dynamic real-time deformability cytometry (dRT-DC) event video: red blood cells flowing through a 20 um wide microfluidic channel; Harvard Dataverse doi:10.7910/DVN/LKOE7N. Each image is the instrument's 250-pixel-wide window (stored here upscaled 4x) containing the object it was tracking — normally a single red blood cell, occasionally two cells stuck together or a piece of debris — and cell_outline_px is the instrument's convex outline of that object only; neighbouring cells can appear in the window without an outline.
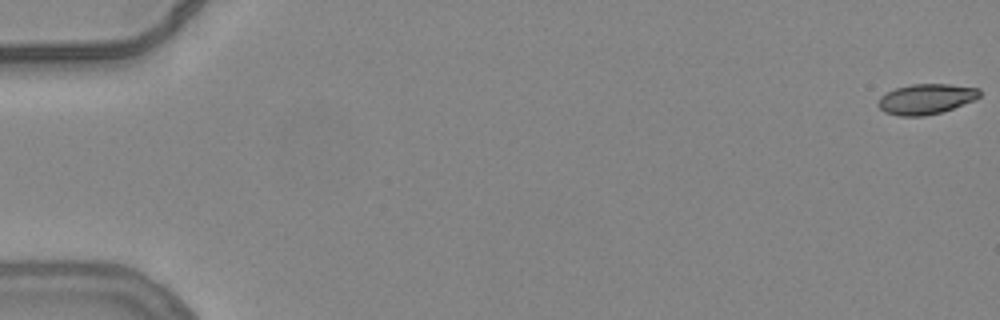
{"species": "common noctule bat (a hibernating species)", "species_latin": "Nyctalus noctula", "temperature_condition": "warm", "stored_images_in_passage": 55, "camera_frame_rate_fps": 3000, "um_per_image_px": 0.085, "animal": {"sex": "female", "body_mass_g": 24.6, "forearm_length_mm": 56.2}, "frame": {"image": 1, "passage_image": 1, "time_ms": 0.0, "image_size_px": [1000, 320], "cell_outline_px": [[980, 96], [976, 100], [940, 112], [924, 116], [900, 116], [884, 112], [876, 104], [880, 96], [884, 92], [896, 88], [912, 84], [948, 84], [980, 88]], "centroid_in_image_um": [78.69, 8.41], "position_along_channel_um": 6.3, "area_um2": 18.03}}
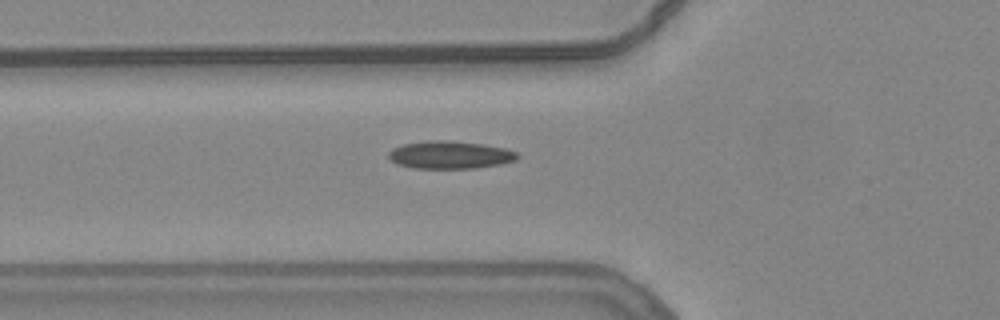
{"frame": {"image": 2, "passage_image": 21, "time_ms": 6.667, "image_size_px": [1000, 320], "cell_outline_px": [[520, 156], [516, 160], [500, 164], [476, 168], [412, 168], [396, 164], [388, 156], [388, 152], [392, 148], [404, 144], [428, 140], [444, 140], [484, 144], [504, 148], [516, 152]], "centroid_in_image_um": [38.24, 13.16], "position_along_channel_um": 87.6, "area_um2": 20.81}}
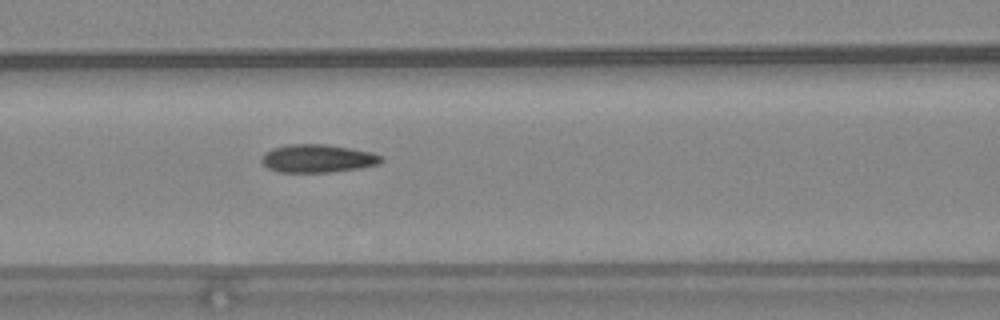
{"frame": {"image": 3, "passage_image": 25, "time_ms": 8.0, "image_size_px": [1000, 320], "cell_outline_px": [[384, 160], [380, 164], [360, 168], [332, 172], [276, 172], [268, 168], [260, 160], [264, 152], [272, 148], [288, 144], [324, 144], [372, 152], [380, 156]], "centroid_in_image_um": [26.98, 13.47], "position_along_channel_um": 139.6, "area_um2": 19.65}, "authors_computed_cell_mechanics": {"area_um2": 19.2474, "velocity_mm_per_s": 3.8313, "shape_relaxation_time_tau1_ms": null, "shape_relaxation_time_tau2_ms": 1.5651, "deformation_change_tau1": null, "deformation_change_tau2": 0.0823}}